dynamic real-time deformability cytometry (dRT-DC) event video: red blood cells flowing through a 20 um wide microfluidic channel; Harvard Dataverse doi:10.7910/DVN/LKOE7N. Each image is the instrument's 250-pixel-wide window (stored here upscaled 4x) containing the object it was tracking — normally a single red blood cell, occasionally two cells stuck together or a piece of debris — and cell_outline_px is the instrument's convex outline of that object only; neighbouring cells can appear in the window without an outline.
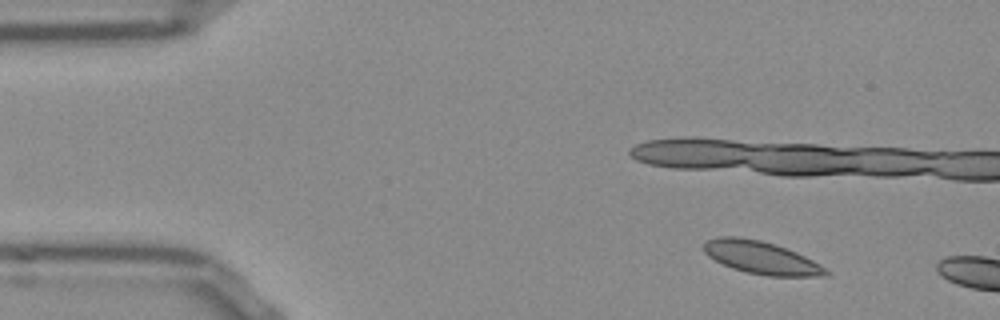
{"species": "Egyptian fruit bat (a non-hibernating species)", "species_latin": "Rousettus aegyptiacus", "temperature_condition": "room temperature", "stored_images_in_passage": 14, "camera_frame_rate_fps": 3000, "um_per_image_px": 0.085, "frame": {"image": 1, "passage_image": 5, "time_ms": 1.333, "image_size_px": [1000, 320], "cell_outline_px": [[828, 276], [768, 276], [744, 272], [732, 268], [708, 256], [704, 252], [704, 240], [720, 236], [736, 236], [760, 240], [796, 252], [820, 264], [828, 272]], "centroid_in_image_um": [64.66, 21.9], "position_along_channel_um": 20.3, "area_um2": 23.06}}